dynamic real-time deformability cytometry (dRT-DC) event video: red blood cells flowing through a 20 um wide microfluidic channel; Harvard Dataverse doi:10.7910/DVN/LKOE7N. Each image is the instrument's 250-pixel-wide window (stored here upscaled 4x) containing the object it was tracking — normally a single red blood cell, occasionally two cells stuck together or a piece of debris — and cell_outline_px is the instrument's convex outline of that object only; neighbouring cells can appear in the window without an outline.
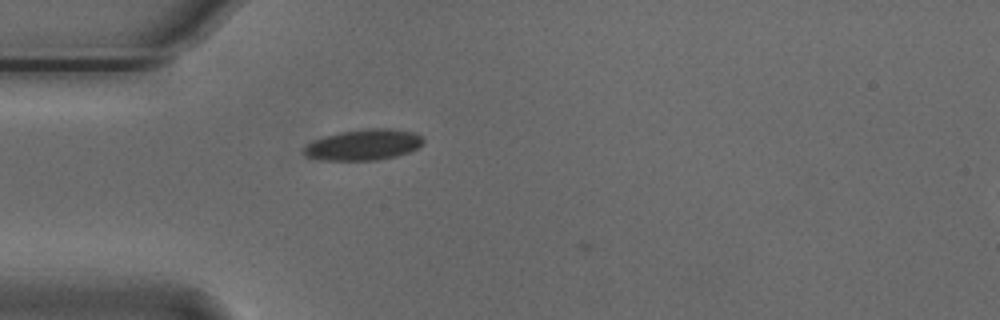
{"species": "Egyptian fruit bat (a non-hibernating species)", "species_latin": "Rousettus aegyptiacus", "temperature_condition": "cold", "stored_images_in_passage": 6, "camera_frame_rate_fps": 3000, "um_per_image_px": 0.085, "animal": {"sex": "male"}, "frame": {"image": 1, "passage_image": 4, "time_ms": 1.0, "image_size_px": [1000, 320], "cell_outline_px": [[424, 144], [408, 152], [396, 156], [376, 160], [320, 160], [304, 156], [300, 152], [308, 144], [324, 136], [340, 132], [368, 128], [392, 128], [412, 132], [420, 136], [424, 140]], "centroid_in_image_um": [30.88, 12.31], "position_along_channel_um": 54.1, "area_um2": 21.5}}